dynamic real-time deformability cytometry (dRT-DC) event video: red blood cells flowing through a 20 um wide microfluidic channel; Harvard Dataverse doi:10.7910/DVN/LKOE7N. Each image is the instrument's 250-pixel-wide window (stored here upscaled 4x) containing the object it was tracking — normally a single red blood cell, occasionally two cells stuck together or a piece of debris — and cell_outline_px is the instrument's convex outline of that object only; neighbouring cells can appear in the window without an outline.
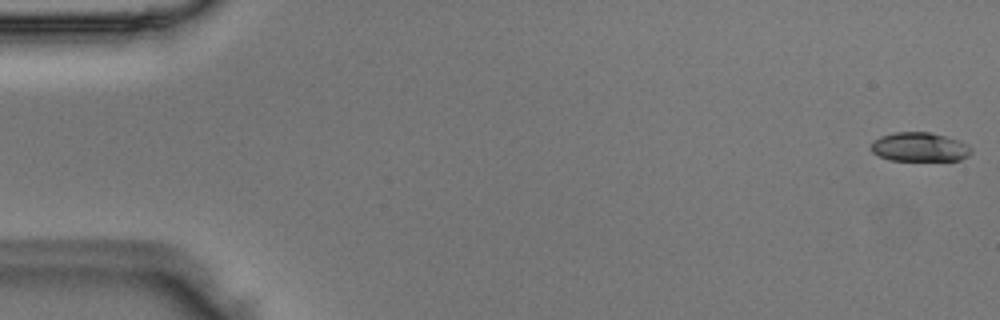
{"species": "Egyptian fruit bat (a non-hibernating species)", "species_latin": "Rousettus aegyptiacus", "temperature_condition": "room temperature", "stored_images_in_passage": 50, "camera_frame_rate_fps": 3000, "um_per_image_px": 0.085, "animal": {"sex": "male"}, "frame": {"image": 1, "passage_image": 1, "time_ms": 0.0, "image_size_px": [1000, 320], "cell_outline_px": [[972, 152], [968, 156], [960, 160], [892, 160], [880, 156], [872, 152], [872, 140], [880, 136], [896, 132], [928, 132], [944, 136], [956, 140], [972, 148]], "centroid_in_image_um": [78.14, 12.5], "position_along_channel_um": 6.9, "area_um2": 16.7}}
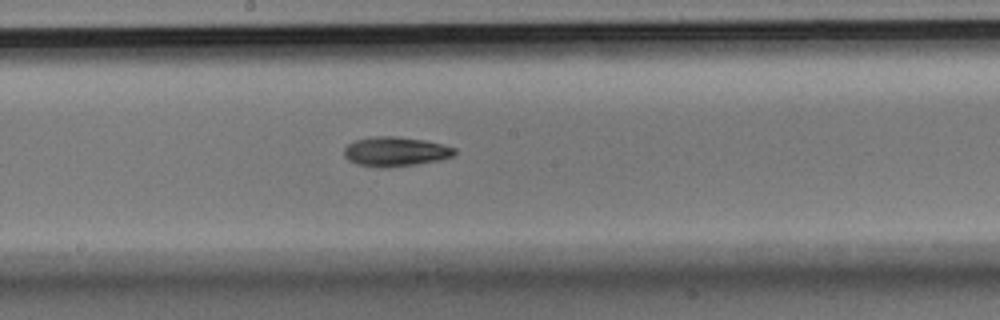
{"frame": {"image": 2, "passage_image": 27, "time_ms": 8.667, "image_size_px": [1000, 320], "cell_outline_px": [[456, 152], [452, 156], [440, 160], [416, 164], [388, 168], [380, 168], [356, 164], [348, 160], [344, 156], [344, 148], [352, 140], [372, 136], [396, 136], [424, 140], [456, 148]], "centroid_in_image_um": [33.56, 12.88], "position_along_channel_um": 214.6, "area_um2": 19.19}}
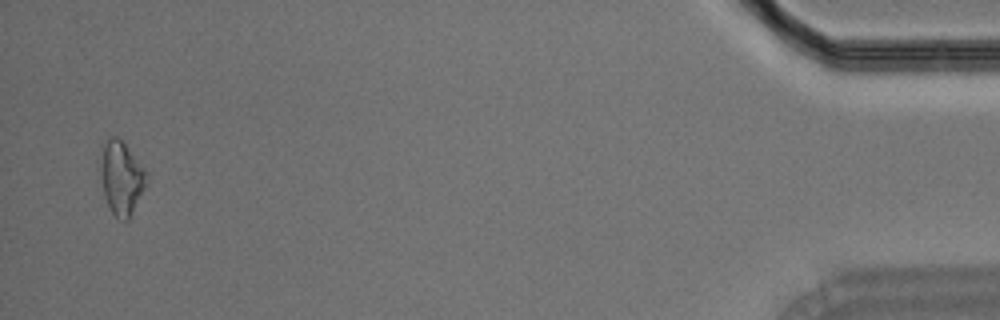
{"frame": {"image": 3, "passage_image": 49, "time_ms": 16.0, "image_size_px": [1000, 320], "cell_outline_px": [[148, 176], [128, 220], [116, 220], [104, 196], [100, 172], [100, 168], [104, 140], [112, 136], [116, 136], [124, 144]], "centroid_in_image_um": [10.26, 15.13], "position_along_channel_um": 424.9, "area_um2": 18.84}}